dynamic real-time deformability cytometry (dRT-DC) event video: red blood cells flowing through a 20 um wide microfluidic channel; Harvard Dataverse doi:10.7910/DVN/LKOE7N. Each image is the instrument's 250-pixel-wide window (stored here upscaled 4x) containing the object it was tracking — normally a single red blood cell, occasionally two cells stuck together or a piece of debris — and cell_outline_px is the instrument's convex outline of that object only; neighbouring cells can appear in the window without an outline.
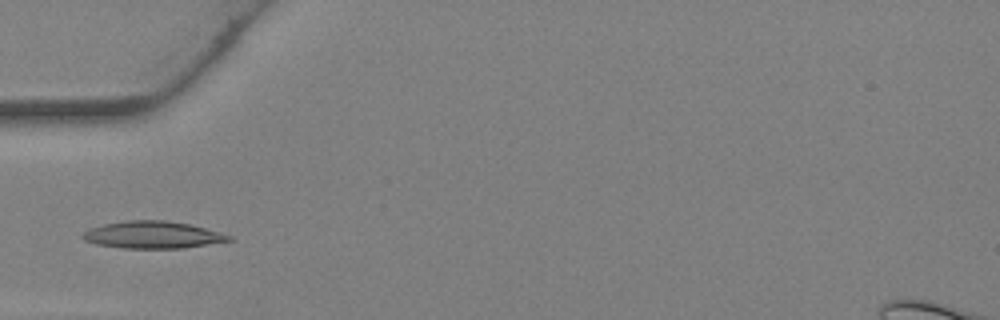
{"species": "Egyptian fruit bat (a non-hibernating species)", "species_latin": "Rousettus aegyptiacus", "temperature_condition": "warm", "stored_images_in_passage": 32, "camera_frame_rate_fps": 3000, "um_per_image_px": 0.085, "animal": {"sex": "female"}, "frame": {"image": 1, "passage_image": 9, "time_ms": 2.667, "image_size_px": [1000, 320], "cell_outline_px": [[232, 240], [184, 248], [120, 248], [96, 244], [84, 240], [80, 236], [88, 228], [104, 224], [124, 220], [164, 220], [188, 224], [204, 228], [232, 236]], "centroid_in_image_um": [12.91, 19.96], "position_along_channel_um": 72.1, "area_um2": 23.06}}
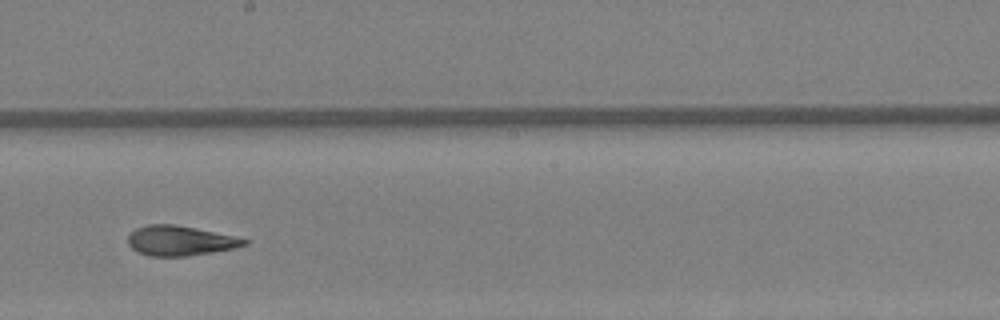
{"frame": {"image": 2, "passage_image": 18, "time_ms": 5.667, "image_size_px": [1000, 320], "cell_outline_px": [[248, 244], [232, 248], [212, 252], [184, 256], [148, 256], [132, 248], [128, 244], [128, 236], [136, 228], [148, 224], [176, 224], [196, 228], [232, 236], [248, 240]], "centroid_in_image_um": [15.26, 20.45], "position_along_channel_um": 232.9, "area_um2": 19.94}}
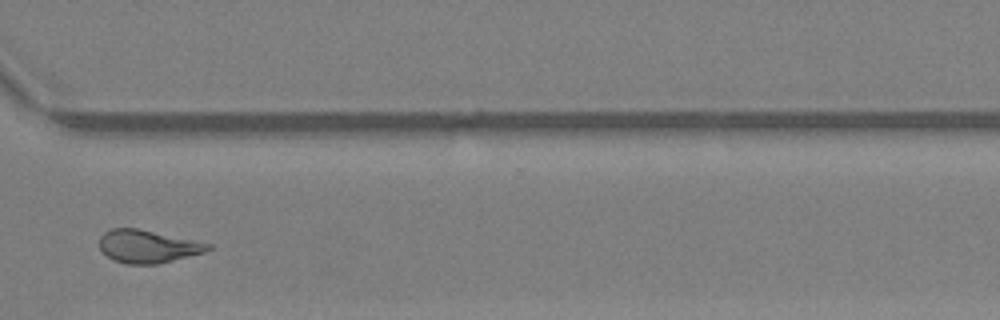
{"frame": {"image": 3, "passage_image": 25, "time_ms": 8.0, "image_size_px": [1000, 320], "cell_outline_px": [[212, 248], [204, 252], [156, 264], [128, 264], [116, 260], [108, 256], [100, 248], [100, 236], [104, 232], [112, 228], [136, 228], [212, 244]], "centroid_in_image_um": [12.55, 20.93], "position_along_channel_um": 358.1, "area_um2": 20.35}}